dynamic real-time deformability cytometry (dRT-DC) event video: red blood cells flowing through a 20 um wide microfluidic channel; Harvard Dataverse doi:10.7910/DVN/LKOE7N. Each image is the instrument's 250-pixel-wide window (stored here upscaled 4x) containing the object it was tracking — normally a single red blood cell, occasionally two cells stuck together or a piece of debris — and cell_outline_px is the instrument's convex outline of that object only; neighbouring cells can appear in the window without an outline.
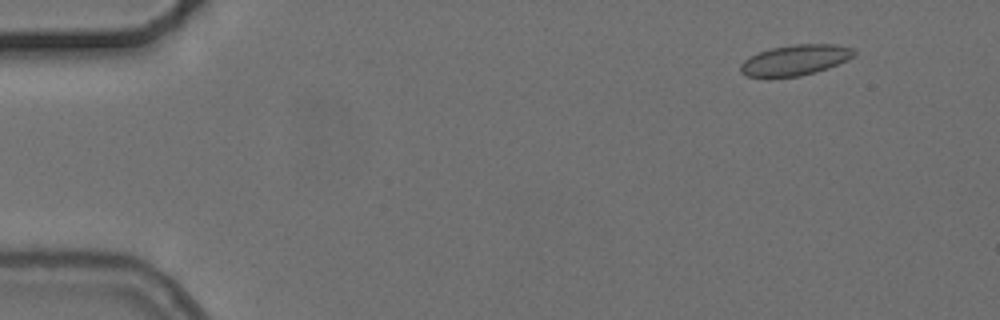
{"species": "common noctule bat (a hibernating species)", "species_latin": "Nyctalus noctula", "temperature_condition": "cold", "stored_images_in_passage": 4, "camera_frame_rate_fps": 3000, "um_per_image_px": 0.085, "animal": {"sex": "female", "body_mass_g": 24.6, "forearm_length_mm": 56.2}, "frame": {"image": 1, "passage_image": 1, "time_ms": 0.0, "image_size_px": [1000, 320], "cell_outline_px": [[856, 52], [848, 60], [828, 68], [800, 76], [768, 80], [748, 76], [740, 72], [740, 64], [744, 60], [760, 52], [772, 48], [796, 44], [836, 44], [852, 48]], "centroid_in_image_um": [67.55, 5.15], "position_along_channel_um": 17.4, "area_um2": 20.58}}
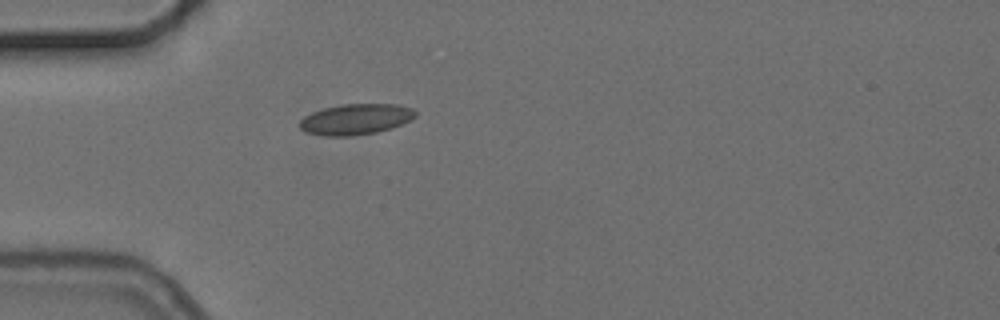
{"frame": {"image": 2, "passage_image": 4, "time_ms": 3.667, "image_size_px": [1000, 320], "cell_outline_px": [[416, 116], [392, 128], [376, 132], [348, 136], [324, 136], [304, 132], [300, 128], [300, 120], [304, 116], [312, 112], [324, 108], [344, 104], [396, 104], [412, 108], [416, 112]], "centroid_in_image_um": [30.2, 10.14], "position_along_channel_um": 54.8, "area_um2": 20.63}}